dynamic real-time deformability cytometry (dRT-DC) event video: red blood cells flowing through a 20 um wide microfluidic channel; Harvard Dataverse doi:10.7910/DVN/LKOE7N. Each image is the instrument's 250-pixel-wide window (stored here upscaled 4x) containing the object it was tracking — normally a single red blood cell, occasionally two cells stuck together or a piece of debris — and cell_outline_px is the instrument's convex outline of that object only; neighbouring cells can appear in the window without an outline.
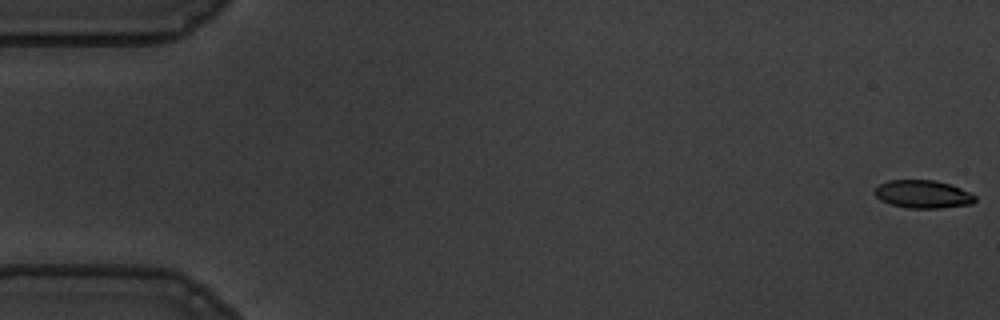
{"species": "common noctule bat (a hibernating species)", "species_latin": "Nyctalus noctula", "temperature_condition": "warm", "stored_images_in_passage": 57, "camera_frame_rate_fps": 3000, "um_per_image_px": 0.085, "animal": {"sex": "male", "body_mass_g": 19.5, "forearm_length_mm": 54.6}, "frame": {"image": 1, "passage_image": 1, "time_ms": 0.0, "image_size_px": [1000, 320], "cell_outline_px": [[976, 200], [972, 204], [940, 208], [908, 208], [892, 204], [880, 200], [872, 192], [880, 184], [888, 180], [936, 180], [972, 192], [976, 196]], "centroid_in_image_um": [78.46, 16.5], "position_along_channel_um": 6.5, "area_um2": 16.42}}
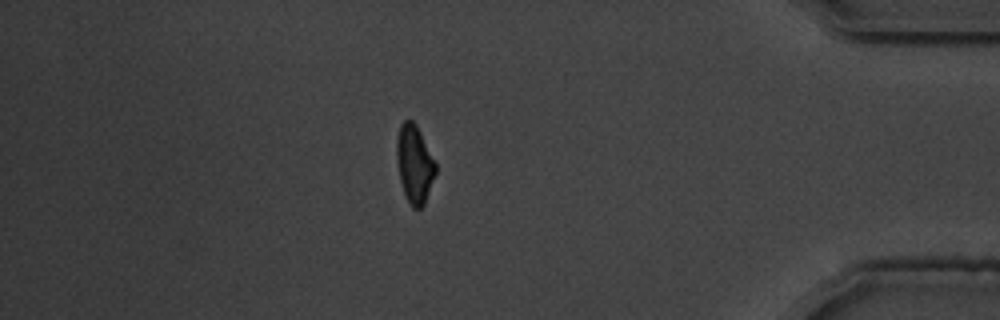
{"frame": {"image": 2, "passage_image": 49, "time_ms": 16.0, "image_size_px": [1000, 320], "cell_outline_px": [[436, 172], [424, 204], [420, 208], [412, 208], [404, 196], [400, 180], [396, 160], [396, 140], [400, 124], [404, 120], [412, 120], [416, 124], [436, 164]], "centroid_in_image_um": [35.2, 13.95], "position_along_channel_um": 400.0, "area_um2": 17.69}}
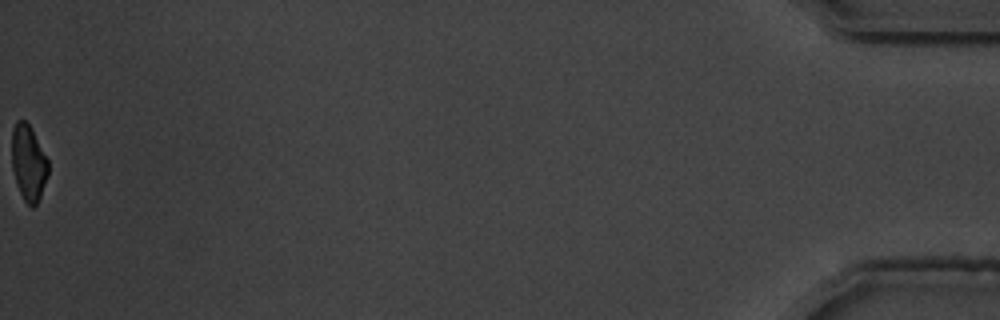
{"frame": {"image": 3, "passage_image": 57, "time_ms": 18.667, "image_size_px": [1000, 320], "cell_outline_px": [[48, 176], [40, 196], [36, 204], [32, 208], [24, 200], [16, 184], [12, 168], [12, 128], [16, 120], [24, 120], [32, 128], [48, 160]], "centroid_in_image_um": [2.41, 13.82], "position_along_channel_um": 432.8, "area_um2": 16.13}, "authors_computed_cell_mechanics": {"area_um2": 17.918, "velocity_mm_per_s": 3.6058, "shape_relaxation_time_tau1_ms": 3.3249, "shape_relaxation_time_tau2_ms": 1.8433, "deformation_change_tau1": 0.1398, "deformation_change_tau2": 0.0705}}